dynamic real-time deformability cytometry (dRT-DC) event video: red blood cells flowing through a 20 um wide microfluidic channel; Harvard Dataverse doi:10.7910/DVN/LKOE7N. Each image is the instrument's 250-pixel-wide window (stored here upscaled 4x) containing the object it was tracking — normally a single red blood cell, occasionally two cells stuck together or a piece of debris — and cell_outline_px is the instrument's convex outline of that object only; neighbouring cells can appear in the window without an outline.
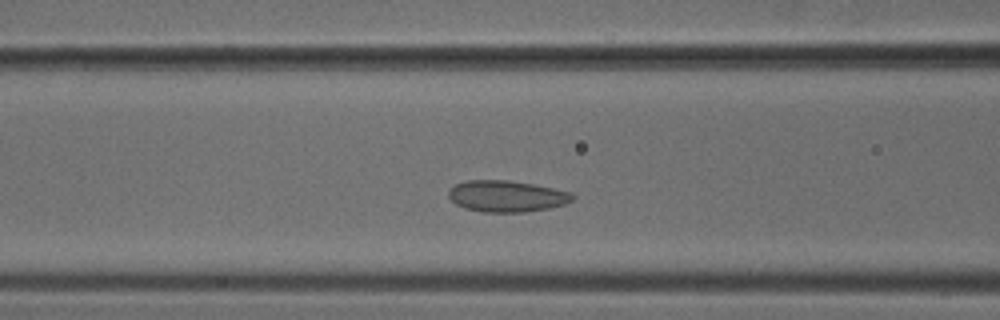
{"species": "common noctule bat (a hibernating species)", "species_latin": "Nyctalus noctula", "temperature_condition": "cold", "stored_images_in_passage": 43, "camera_frame_rate_fps": 3000, "um_per_image_px": 0.085, "animal": {"sex": "male", "body_mass_g": 18.8}, "frame": {"image": 1, "passage_image": 13, "time_ms": 4.0, "image_size_px": [1000, 320], "cell_outline_px": [[576, 196], [572, 200], [564, 204], [552, 208], [524, 212], [480, 212], [464, 208], [456, 204], [448, 196], [448, 192], [456, 184], [468, 180], [508, 180], [532, 184], [572, 192]], "centroid_in_image_um": [43.08, 16.68], "position_along_channel_um": 123.5, "area_um2": 22.72}}
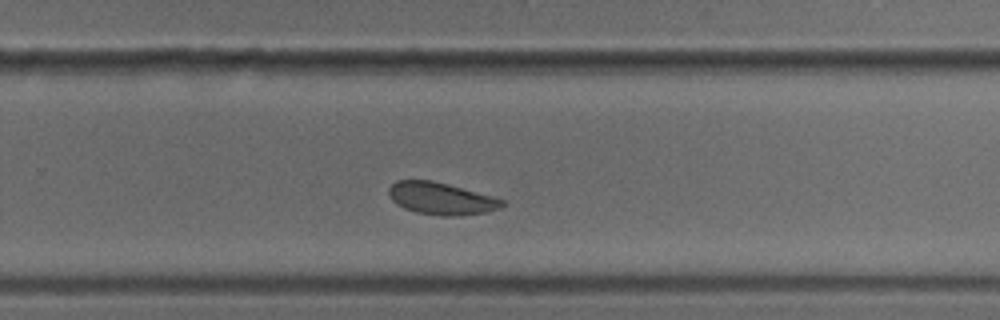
{"frame": {"image": 2, "passage_image": 26, "time_ms": 8.333, "image_size_px": [1000, 320], "cell_outline_px": [[504, 204], [500, 208], [488, 212], [452, 216], [440, 216], [416, 212], [404, 208], [396, 204], [392, 200], [388, 192], [388, 188], [396, 180], [432, 180], [448, 184], [492, 196], [504, 200]], "centroid_in_image_um": [37.48, 16.87], "position_along_channel_um": 292.3, "area_um2": 21.21}}
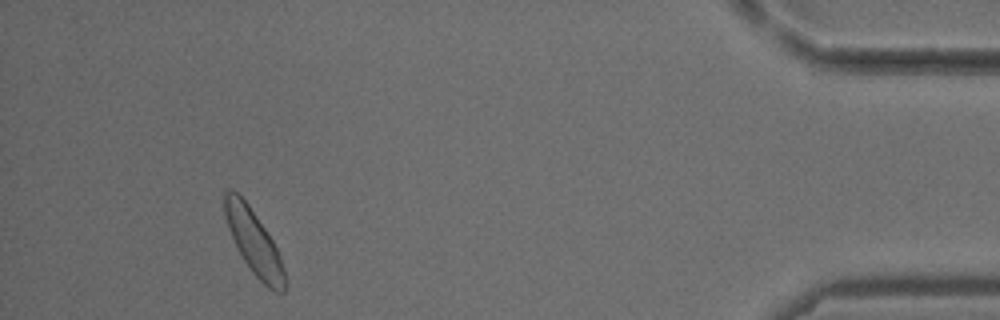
{"frame": {"image": 3, "passage_image": 40, "time_ms": 13.0, "image_size_px": [1000, 320], "cell_outline_px": [[284, 292], [276, 292], [268, 288], [252, 272], [244, 260], [228, 228], [224, 216], [224, 188], [232, 188], [248, 204], [272, 240], [280, 256], [284, 272]], "centroid_in_image_um": [21.54, 20.53], "position_along_channel_um": 413.7, "area_um2": 22.02}}